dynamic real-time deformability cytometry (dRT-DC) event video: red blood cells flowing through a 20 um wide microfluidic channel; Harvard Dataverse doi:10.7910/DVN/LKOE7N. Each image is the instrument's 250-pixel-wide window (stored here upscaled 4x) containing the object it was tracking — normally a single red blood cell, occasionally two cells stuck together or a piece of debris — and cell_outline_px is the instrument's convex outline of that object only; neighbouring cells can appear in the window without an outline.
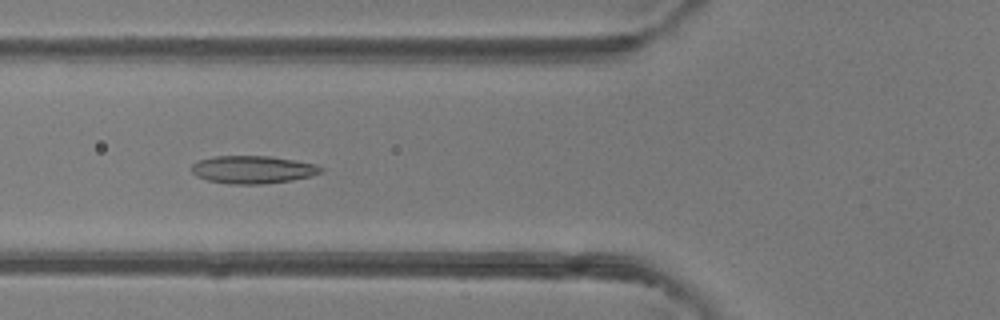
{"species": "common noctule bat (a hibernating species)", "species_latin": "Nyctalus noctula", "temperature_condition": "room temperature", "stored_images_in_passage": 37, "camera_frame_rate_fps": 3000, "um_per_image_px": 0.085, "animal": {"sex": "female"}, "frame": {"image": 1, "passage_image": 6, "time_ms": 1.667, "image_size_px": [1000, 320], "cell_outline_px": [[324, 172], [312, 176], [292, 180], [260, 184], [232, 184], [208, 180], [196, 176], [192, 172], [192, 164], [196, 160], [216, 156], [272, 156], [296, 160], [316, 164], [324, 168]], "centroid_in_image_um": [21.52, 14.41], "position_along_channel_um": 104.3, "area_um2": 21.1}}
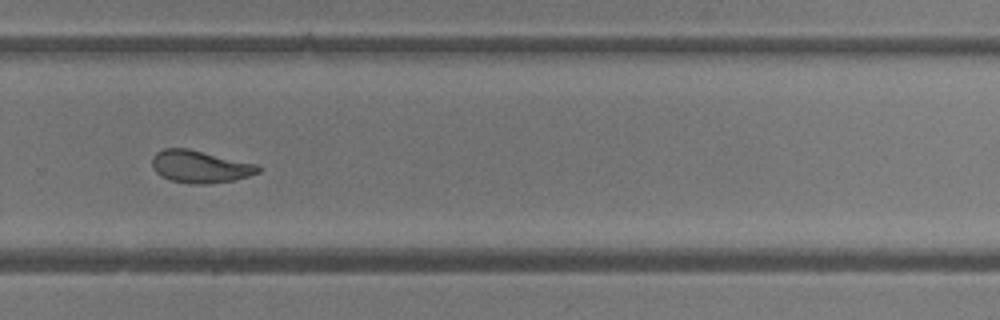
{"frame": {"image": 2, "passage_image": 21, "time_ms": 6.667, "image_size_px": [1000, 320], "cell_outline_px": [[260, 172], [248, 176], [232, 180], [208, 184], [188, 184], [172, 180], [160, 176], [156, 172], [152, 164], [152, 156], [156, 152], [164, 148], [188, 148], [260, 164]], "centroid_in_image_um": [17.02, 14.15], "position_along_channel_um": 312.8, "area_um2": 20.23}}
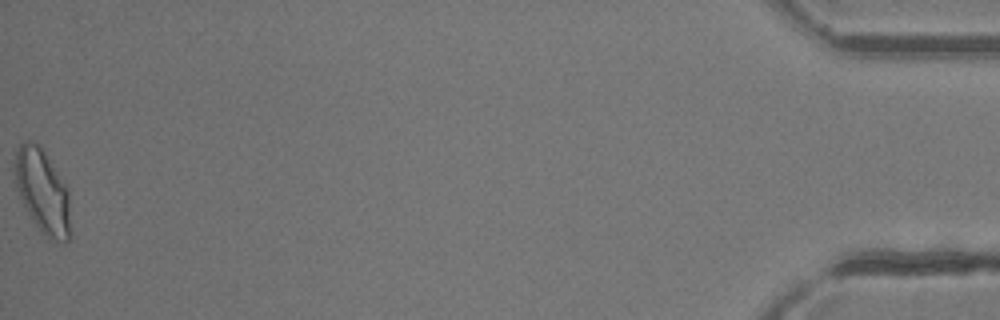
{"frame": {"image": 3, "passage_image": 37, "time_ms": 12.0, "image_size_px": [1000, 320], "cell_outline_px": [[72, 236], [64, 244], [48, 236], [36, 224], [28, 212], [16, 188], [16, 152], [20, 144], [24, 140], [32, 140], [40, 144], [68, 188], [72, 232]], "centroid_in_image_um": [3.68, 16.26], "position_along_channel_um": 431.5, "area_um2": 27.17}, "authors_computed_cell_mechanics": {"area_um2": 20.519, "velocity_mm_per_s": 4.1693, "shape_relaxation_time_tau1_ms": 9.1263, "shape_relaxation_time_tau2_ms": 1.7523, "deformation_change_tau1": 0.2145, "deformation_change_tau2": 0.0862}}